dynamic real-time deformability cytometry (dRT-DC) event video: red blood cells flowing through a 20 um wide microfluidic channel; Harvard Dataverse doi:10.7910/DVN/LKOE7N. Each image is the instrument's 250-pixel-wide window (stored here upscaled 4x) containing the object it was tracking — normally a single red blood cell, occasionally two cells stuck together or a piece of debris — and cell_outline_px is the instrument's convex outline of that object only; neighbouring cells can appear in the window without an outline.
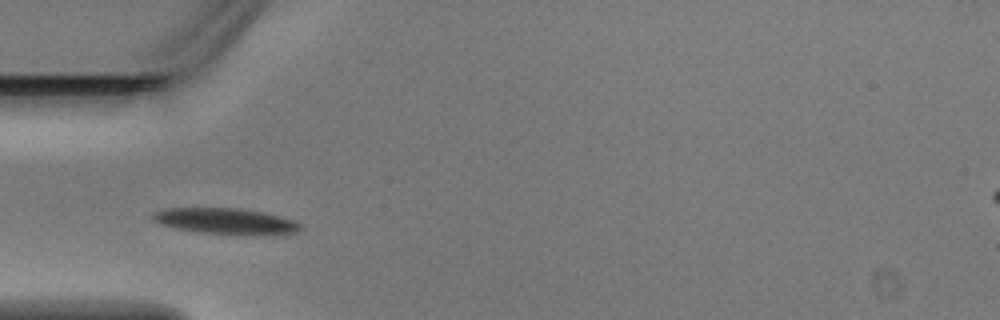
{"species": "Egyptian fruit bat (a non-hibernating species)", "species_latin": "Rousettus aegyptiacus", "temperature_condition": "warm", "stored_images_in_passage": 2, "camera_frame_rate_fps": 3000, "um_per_image_px": 0.085, "animal": {"sex": "male"}, "frame": {"image": 1, "passage_image": 2, "time_ms": 0.333, "image_size_px": [1000, 320], "cell_outline_px": [[304, 228], [296, 232], [240, 236], [200, 232], [176, 228], [160, 224], [152, 220], [148, 216], [152, 212], [164, 208], [240, 208], [264, 212], [292, 220], [304, 224]], "centroid_in_image_um": [19.15, 18.8], "position_along_channel_um": 65.8, "area_um2": 22.77}}